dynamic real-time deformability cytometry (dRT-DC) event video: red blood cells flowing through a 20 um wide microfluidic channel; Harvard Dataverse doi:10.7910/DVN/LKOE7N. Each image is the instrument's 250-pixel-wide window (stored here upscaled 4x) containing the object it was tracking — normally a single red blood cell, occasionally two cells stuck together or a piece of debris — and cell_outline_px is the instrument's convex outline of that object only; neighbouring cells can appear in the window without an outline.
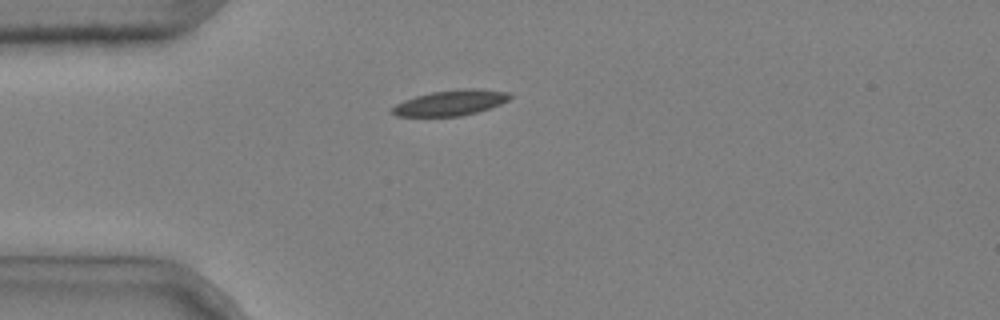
{"species": "common noctule bat (a hibernating species)", "species_latin": "Nyctalus noctula", "temperature_condition": "cold", "stored_images_in_passage": 4, "camera_frame_rate_fps": 3000, "um_per_image_px": 0.085, "animal": {"sex": "male", "body_mass_g": 20.4}, "frame": {"image": 1, "passage_image": 1, "time_ms": 0.0, "image_size_px": [1000, 320], "cell_outline_px": [[512, 96], [508, 100], [500, 104], [476, 112], [460, 116], [396, 116], [388, 112], [396, 104], [404, 100], [416, 96], [432, 92], [464, 88], [476, 88], [508, 92]], "centroid_in_image_um": [38.27, 8.73], "position_along_channel_um": 46.7, "area_um2": 17.4}}